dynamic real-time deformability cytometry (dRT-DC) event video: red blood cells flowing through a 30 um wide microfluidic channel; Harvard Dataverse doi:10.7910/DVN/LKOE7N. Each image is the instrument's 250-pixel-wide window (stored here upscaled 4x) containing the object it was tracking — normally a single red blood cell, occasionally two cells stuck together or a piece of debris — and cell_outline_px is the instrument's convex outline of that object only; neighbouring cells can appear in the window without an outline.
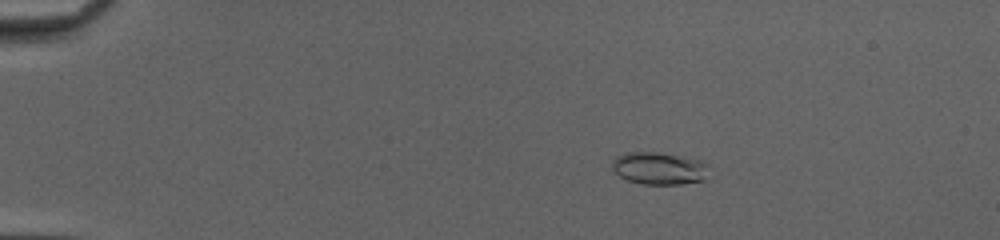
{"species": "common noctule bat (a hibernating species)", "species_latin": "Nyctalus noctula", "temperature_condition": "cold", "stored_images_in_passage": 52, "camera_frame_rate_fps": 3000, "um_per_image_px": 0.085, "animal": {"sex": "female", "body_mass_g": 20.0, "forearm_length_mm": 54.0}, "frame": {"image": 1, "passage_image": 11, "time_ms": 3.333, "image_size_px": [1000, 240], "cell_outline_px": [[708, 164], [704, 180], [680, 184], [640, 184], [628, 180], [620, 176], [612, 168], [612, 160], [616, 156], [628, 152], [656, 152], [704, 160]], "centroid_in_image_um": [56.02, 14.3], "position_along_channel_um": 29.0, "area_um2": 18.26}}
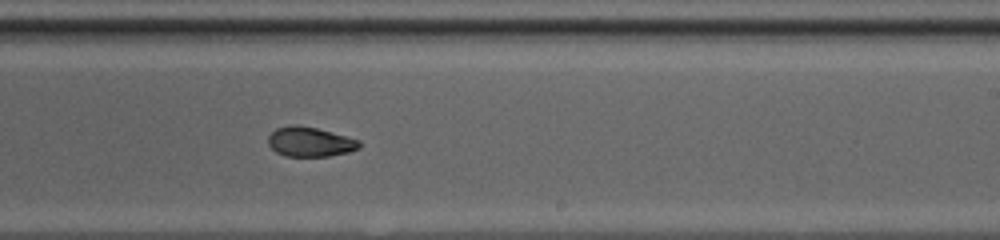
{"frame": {"image": 2, "passage_image": 34, "time_ms": 11.0, "image_size_px": [1000, 240], "cell_outline_px": [[360, 148], [348, 152], [328, 156], [284, 156], [276, 152], [268, 144], [268, 136], [276, 128], [292, 124], [296, 124], [316, 128], [360, 140]], "centroid_in_image_um": [26.33, 12.05], "position_along_channel_um": 262.7, "area_um2": 15.72}}
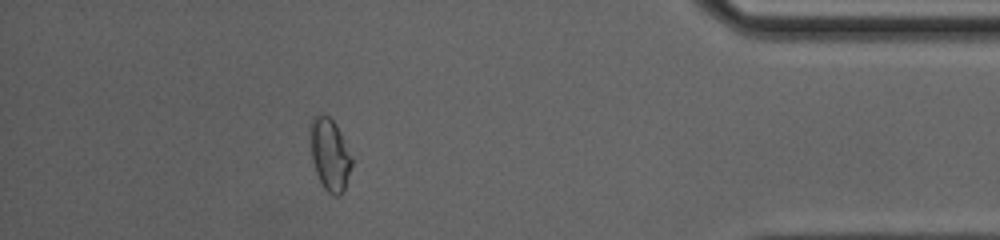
{"frame": {"image": 3, "passage_image": 47, "time_ms": 15.333, "image_size_px": [1000, 240], "cell_outline_px": [[352, 164], [344, 188], [340, 196], [332, 196], [324, 188], [316, 172], [312, 160], [308, 136], [308, 124], [312, 116], [320, 112], [328, 116], [336, 124], [340, 132], [352, 160]], "centroid_in_image_um": [27.96, 13.06], "position_along_channel_um": 407.2, "area_um2": 17.69}, "authors_computed_cell_mechanics": {"area_um2": 16.7909, "velocity_mm_per_s": 4.182, "shape_relaxation_time_tau1_ms": 10.801, "shape_relaxation_time_tau2_ms": 2.2174, "deformation_change_tau1": 0.2834, "deformation_change_tau2": 0.0669}}